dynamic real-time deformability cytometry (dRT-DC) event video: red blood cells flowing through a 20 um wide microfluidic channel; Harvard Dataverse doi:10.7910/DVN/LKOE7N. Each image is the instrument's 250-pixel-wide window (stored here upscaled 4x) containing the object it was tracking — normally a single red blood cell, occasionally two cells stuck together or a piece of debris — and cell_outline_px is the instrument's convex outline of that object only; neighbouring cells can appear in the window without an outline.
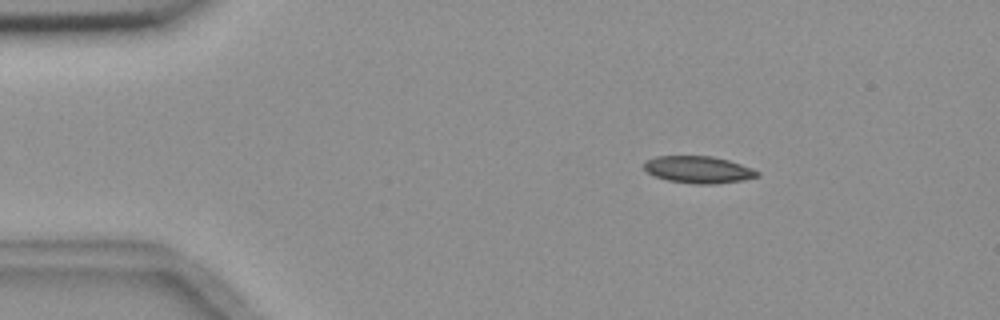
{"species": "common noctule bat (a hibernating species)", "species_latin": "Nyctalus noctula", "temperature_condition": "room temperature", "stored_images_in_passage": 5, "segment_of_instrument_passage": [1, 2], "camera_frame_rate_fps": 3000, "um_per_image_px": 0.085, "animal": {"sex": "female", "body_mass_g": 18.4}, "frame": {"image": 1, "passage_image": 2, "time_ms": 1.333, "image_size_px": [1000, 320], "cell_outline_px": [[760, 176], [744, 180], [712, 184], [696, 184], [668, 180], [656, 176], [648, 172], [644, 168], [644, 164], [648, 160], [656, 156], [712, 156], [728, 160], [752, 168], [760, 172]], "centroid_in_image_um": [59.4, 14.42], "position_along_channel_um": 25.6, "area_um2": 17.69}}